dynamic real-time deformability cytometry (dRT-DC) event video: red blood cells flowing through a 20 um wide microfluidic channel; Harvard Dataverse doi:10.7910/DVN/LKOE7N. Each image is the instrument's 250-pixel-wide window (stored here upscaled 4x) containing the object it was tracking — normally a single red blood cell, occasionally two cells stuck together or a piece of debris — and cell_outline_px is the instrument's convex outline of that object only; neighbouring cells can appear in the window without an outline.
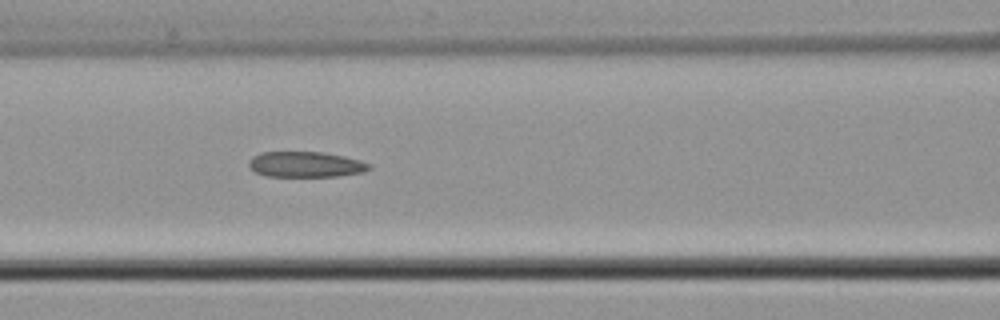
{"species": "common noctule bat (a hibernating species)", "species_latin": "Nyctalus noctula", "temperature_condition": "cold", "stored_images_in_passage": 31, "camera_frame_rate_fps": 3000, "um_per_image_px": 0.085, "animal": {"sex": "male", "body_mass_g": 21.5, "forearm_length_mm": 52.0}, "frame": {"image": 1, "passage_image": 10, "time_ms": 3.0, "image_size_px": [1000, 320], "cell_outline_px": [[372, 168], [364, 172], [336, 176], [268, 176], [256, 172], [248, 164], [252, 156], [260, 152], [324, 152], [344, 156], [360, 160], [372, 164]], "centroid_in_image_um": [26.02, 13.97], "position_along_channel_um": 140.6, "area_um2": 17.92}}
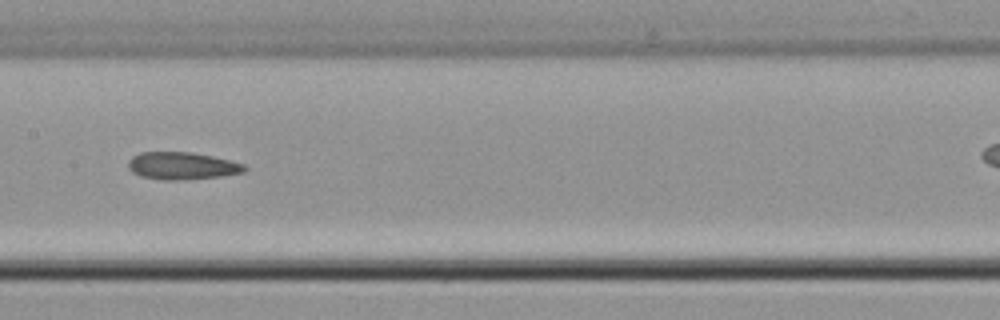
{"frame": {"image": 2, "passage_image": 14, "time_ms": 4.333, "image_size_px": [1000, 320], "cell_outline_px": [[248, 168], [244, 172], [220, 176], [176, 180], [164, 180], [140, 176], [132, 172], [128, 168], [128, 160], [132, 156], [140, 152], [192, 152], [212, 156], [244, 164]], "centroid_in_image_um": [15.44, 14.09], "position_along_channel_um": 192.0, "area_um2": 18.5}}